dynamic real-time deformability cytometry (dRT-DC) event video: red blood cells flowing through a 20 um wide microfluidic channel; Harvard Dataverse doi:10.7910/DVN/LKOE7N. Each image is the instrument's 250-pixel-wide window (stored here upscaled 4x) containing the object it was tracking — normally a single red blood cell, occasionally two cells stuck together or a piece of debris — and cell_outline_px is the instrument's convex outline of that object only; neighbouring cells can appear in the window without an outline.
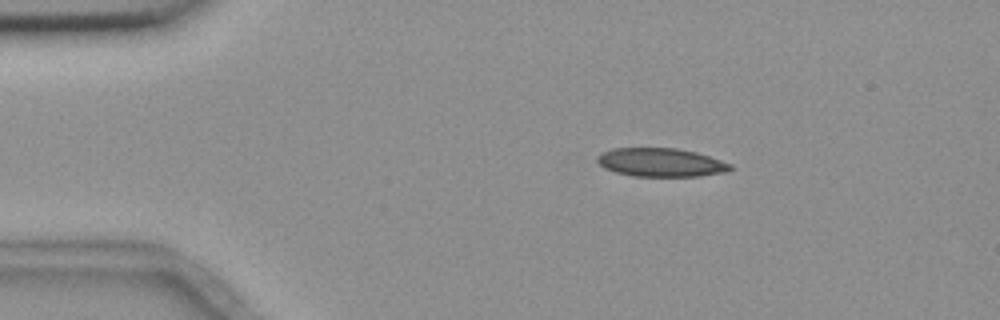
{"species": "common noctule bat (a hibernating species)", "species_latin": "Nyctalus noctula", "temperature_condition": "room temperature", "stored_images_in_passage": 4, "camera_frame_rate_fps": 3000, "um_per_image_px": 0.085, "animal": {"sex": "female", "body_mass_g": 18.4}, "frame": {"image": 1, "passage_image": 1, "time_ms": 0.0, "image_size_px": [1000, 320], "cell_outline_px": [[732, 168], [728, 172], [700, 176], [632, 176], [616, 172], [604, 168], [596, 160], [596, 156], [600, 152], [612, 148], [676, 148], [696, 152], [732, 164]], "centroid_in_image_um": [56.15, 13.8], "position_along_channel_um": 28.8, "area_um2": 22.25}}